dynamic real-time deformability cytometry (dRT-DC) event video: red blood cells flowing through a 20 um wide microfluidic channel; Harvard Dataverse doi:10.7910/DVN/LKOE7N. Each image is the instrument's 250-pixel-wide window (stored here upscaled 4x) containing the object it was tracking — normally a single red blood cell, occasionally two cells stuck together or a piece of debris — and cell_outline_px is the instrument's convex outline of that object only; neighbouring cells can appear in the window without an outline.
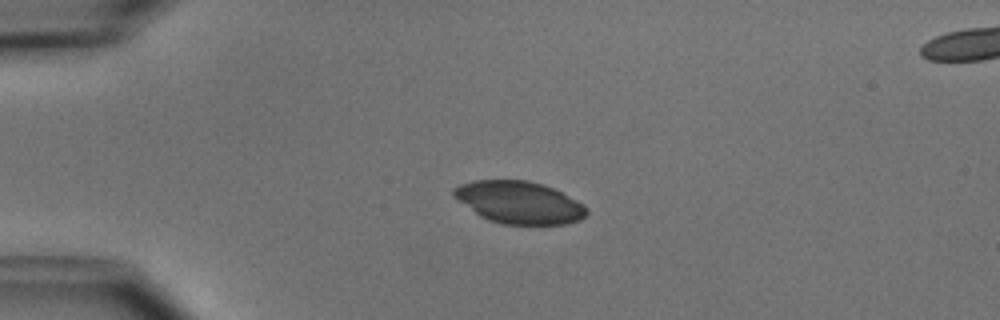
{"species": "common noctule bat (a hibernating species)", "species_latin": "Nyctalus noctula", "temperature_condition": "cold", "stored_images_in_passage": 4, "camera_frame_rate_fps": 3000, "um_per_image_px": 0.085, "animal": {"sex": "male", "body_mass_g": 15.6}, "frame": {"image": 1, "passage_image": 3, "time_ms": 2.667, "image_size_px": [1000, 320], "cell_outline_px": [[588, 212], [580, 220], [564, 224], [504, 224], [488, 220], [480, 216], [452, 196], [452, 188], [460, 184], [472, 180], [528, 180], [552, 188], [584, 204], [588, 208]], "centroid_in_image_um": [44.1, 17.2], "position_along_channel_um": 40.9, "area_um2": 32.66}}